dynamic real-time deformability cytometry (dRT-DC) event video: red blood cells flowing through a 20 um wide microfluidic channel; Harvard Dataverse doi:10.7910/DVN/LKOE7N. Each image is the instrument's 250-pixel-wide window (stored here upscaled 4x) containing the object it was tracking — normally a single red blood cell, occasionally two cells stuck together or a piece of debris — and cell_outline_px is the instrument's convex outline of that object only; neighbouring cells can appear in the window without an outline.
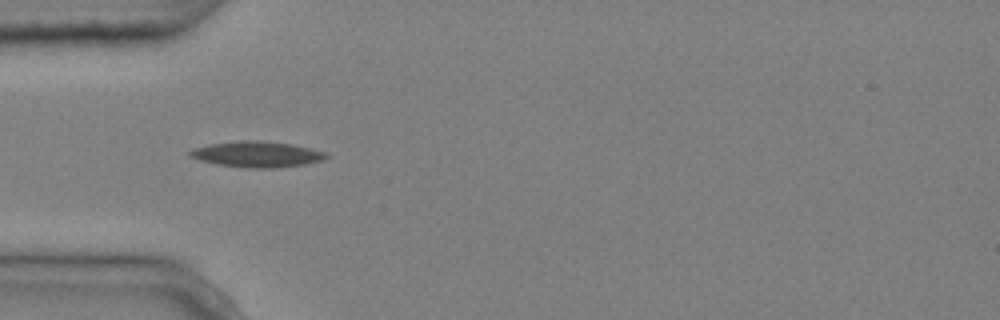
{"species": "common noctule bat (a hibernating species)", "species_latin": "Nyctalus noctula", "temperature_condition": "cold", "stored_images_in_passage": 12, "camera_frame_rate_fps": 3000, "um_per_image_px": 0.085, "animal": {"sex": "male", "body_mass_g": 20.4}, "frame": {"image": 1, "passage_image": 3, "time_ms": 0.667, "image_size_px": [1000, 320], "cell_outline_px": [[328, 156], [324, 160], [304, 164], [276, 168], [244, 168], [220, 164], [200, 160], [188, 156], [188, 152], [192, 148], [208, 144], [240, 140], [256, 140], [292, 144], [324, 152]], "centroid_in_image_um": [21.79, 13.11], "position_along_channel_um": 63.2, "area_um2": 20.46}}
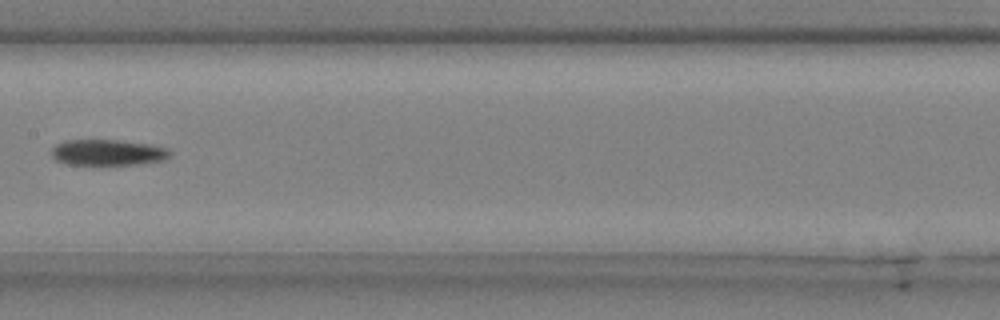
{"frame": {"image": 2, "passage_image": 6, "time_ms": 1.667, "image_size_px": [1000, 320], "cell_outline_px": [[172, 156], [168, 160], [136, 164], [68, 164], [56, 160], [52, 156], [52, 148], [56, 144], [64, 140], [120, 140], [148, 144], [168, 148], [172, 152]], "centroid_in_image_um": [9.22, 12.95], "position_along_channel_um": 198.2, "area_um2": 17.98}}
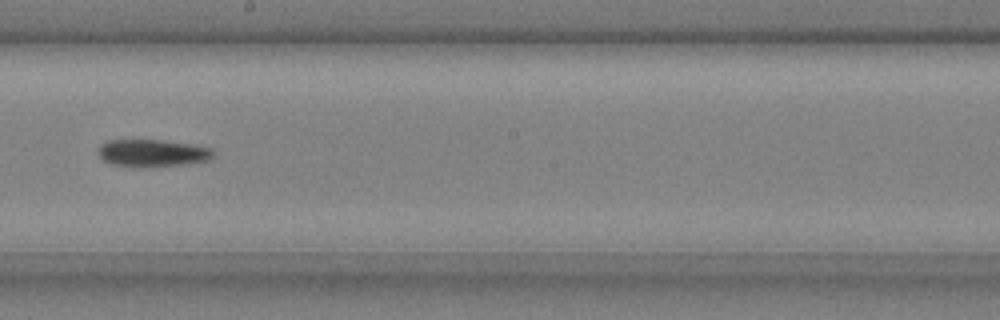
{"frame": {"image": 3, "passage_image": 7, "time_ms": 2.0, "image_size_px": [1000, 320], "cell_outline_px": [[216, 152], [208, 160], [180, 164], [112, 164], [104, 160], [96, 152], [100, 144], [108, 140], [164, 140], [196, 144], [212, 148]], "centroid_in_image_um": [12.99, 12.94], "position_along_channel_um": 235.2, "area_um2": 17.57}}